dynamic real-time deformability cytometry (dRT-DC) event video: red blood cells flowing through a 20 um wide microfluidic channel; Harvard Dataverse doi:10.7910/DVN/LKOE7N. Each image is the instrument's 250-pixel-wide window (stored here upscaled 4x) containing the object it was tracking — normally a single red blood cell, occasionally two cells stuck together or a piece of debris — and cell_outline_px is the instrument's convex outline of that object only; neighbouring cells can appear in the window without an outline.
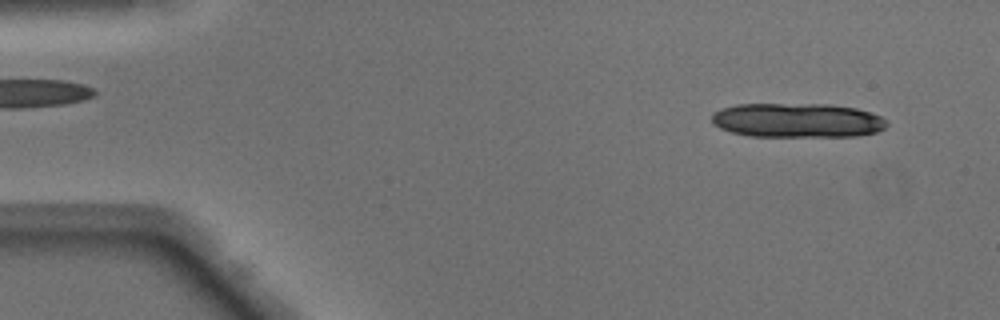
{"species": "Egyptian fruit bat (a non-hibernating species)", "species_latin": "Rousettus aegyptiacus", "temperature_condition": "warm", "stored_images_in_passage": 12, "camera_frame_rate_fps": 3000, "um_per_image_px": 0.085, "animal": {"sex": "male"}, "frame": {"image": 1, "passage_image": 3, "time_ms": 0.667, "image_size_px": [1000, 320], "cell_outline_px": [[888, 124], [884, 128], [876, 132], [856, 136], [748, 136], [732, 132], [720, 128], [712, 124], [712, 112], [720, 108], [736, 104], [832, 104], [856, 108], [872, 112], [888, 120]], "centroid_in_image_um": [67.76, 10.22], "position_along_channel_um": 17.2, "area_um2": 35.43}}